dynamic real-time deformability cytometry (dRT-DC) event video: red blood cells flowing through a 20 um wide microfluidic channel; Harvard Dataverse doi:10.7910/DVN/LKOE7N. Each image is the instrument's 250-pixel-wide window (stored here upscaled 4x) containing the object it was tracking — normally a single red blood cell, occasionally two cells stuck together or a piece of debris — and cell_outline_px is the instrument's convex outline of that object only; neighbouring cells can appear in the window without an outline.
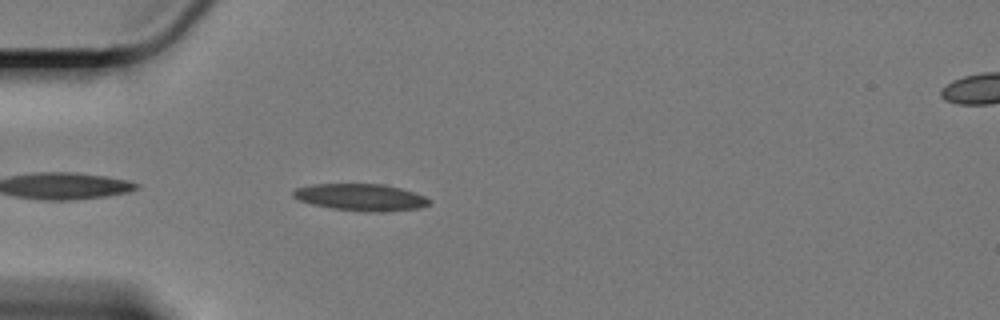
{"species": "Egyptian fruit bat (a non-hibernating species)", "species_latin": "Rousettus aegyptiacus", "temperature_condition": "cold", "stored_images_in_passage": 16, "camera_frame_rate_fps": 3000, "um_per_image_px": 0.085, "animal": {"sex": "female"}, "frame": {"image": 1, "passage_image": 3, "time_ms": 0.667, "image_size_px": [1000, 320], "cell_outline_px": [[432, 200], [428, 204], [416, 208], [332, 208], [312, 204], [300, 200], [292, 196], [292, 192], [296, 188], [312, 184], [384, 184], [400, 188], [424, 196]], "centroid_in_image_um": [30.56, 16.69], "position_along_channel_um": 54.4, "area_um2": 19.71}}
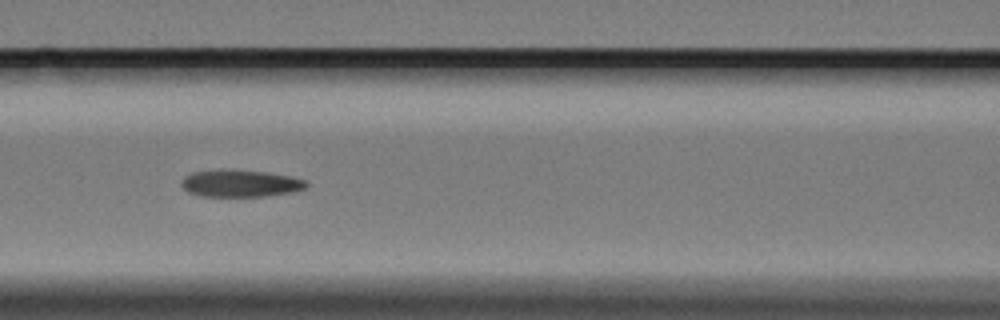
{"frame": {"image": 2, "passage_image": 12, "time_ms": 3.667, "image_size_px": [1000, 320], "cell_outline_px": [[308, 184], [304, 188], [292, 192], [268, 196], [200, 196], [188, 192], [180, 184], [180, 180], [184, 176], [192, 172], [220, 168], [232, 168], [268, 172], [292, 176], [308, 180]], "centroid_in_image_um": [20.41, 15.56], "position_along_channel_um": 146.2, "area_um2": 20.35}}
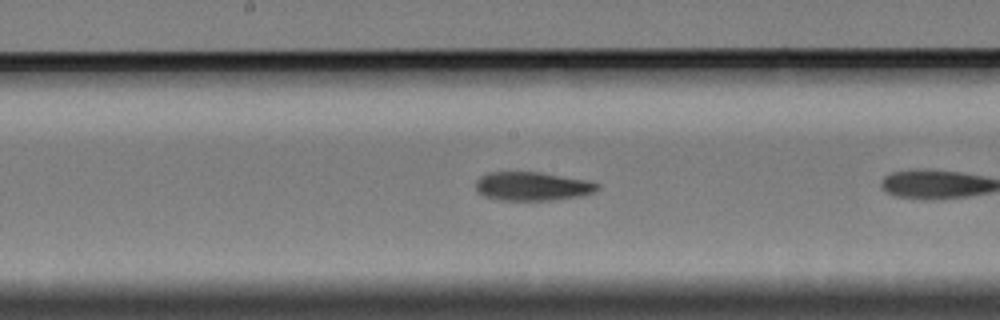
{"frame": {"image": 3, "passage_image": 14, "time_ms": 4.333, "image_size_px": [1000, 320], "cell_outline_px": [[600, 188], [592, 192], [580, 196], [548, 200], [500, 200], [484, 196], [476, 192], [476, 180], [480, 176], [488, 172], [540, 172], [588, 180], [600, 184]], "centroid_in_image_um": [45.23, 15.82], "position_along_channel_um": 203.0, "area_um2": 20.4}}